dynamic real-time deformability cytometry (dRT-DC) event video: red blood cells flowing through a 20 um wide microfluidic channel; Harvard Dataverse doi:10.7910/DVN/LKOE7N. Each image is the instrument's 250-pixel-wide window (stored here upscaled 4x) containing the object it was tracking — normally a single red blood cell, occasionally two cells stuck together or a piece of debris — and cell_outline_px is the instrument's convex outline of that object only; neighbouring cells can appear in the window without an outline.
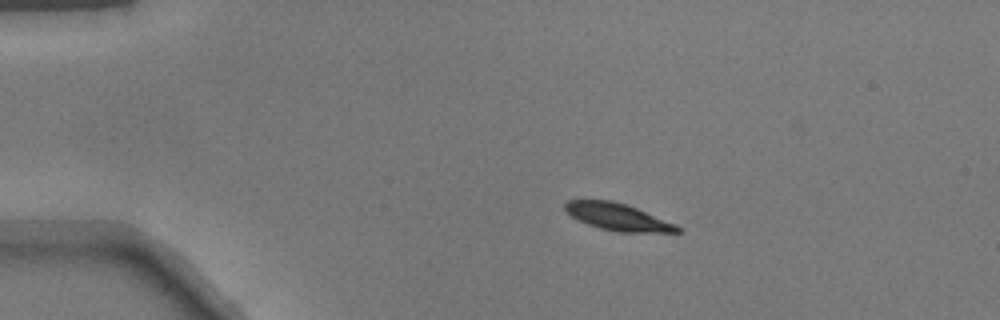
{"species": "common noctule bat (a hibernating species)", "species_latin": "Nyctalus noctula", "temperature_condition": "warm", "stored_images_in_passage": 43, "camera_frame_rate_fps": 3000, "um_per_image_px": 0.085, "animal": {"sex": "male", "body_mass_g": 17.9}, "frame": {"image": 1, "passage_image": 1, "time_ms": 0.0, "image_size_px": [1000, 320], "cell_outline_px": [[684, 228], [680, 232], [616, 232], [600, 228], [576, 220], [564, 208], [564, 204], [568, 200], [612, 200], [636, 208], [676, 224]], "centroid_in_image_um": [52.52, 18.45], "position_along_channel_um": 32.5, "area_um2": 17.63}}
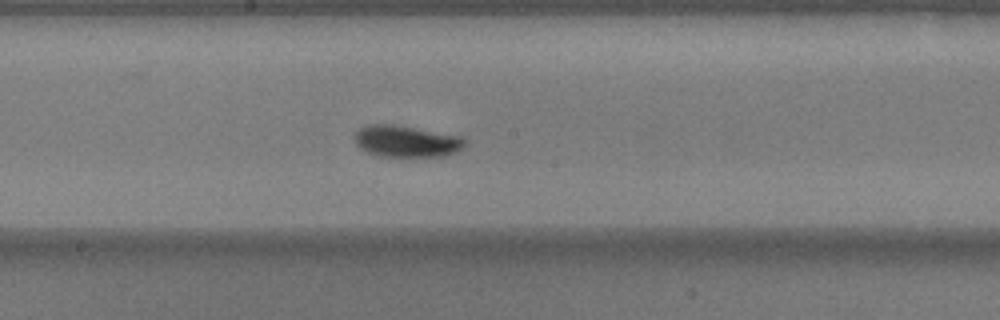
{"frame": {"image": 2, "passage_image": 19, "time_ms": 6.0, "image_size_px": [1000, 320], "cell_outline_px": [[468, 144], [464, 148], [456, 152], [444, 156], [376, 156], [360, 148], [352, 140], [352, 136], [360, 128], [368, 124], [392, 124], [464, 136], [468, 140]], "centroid_in_image_um": [34.57, 12.0], "position_along_channel_um": 213.6, "area_um2": 20.75}}
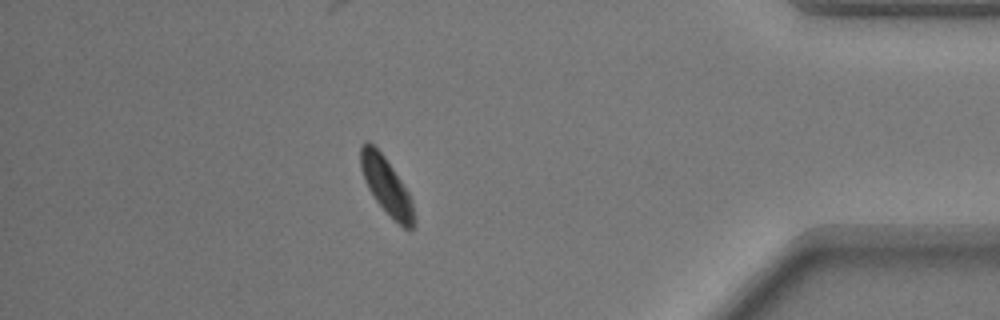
{"frame": {"image": 3, "passage_image": 36, "time_ms": 11.667, "image_size_px": [1000, 320], "cell_outline_px": [[416, 224], [412, 228], [404, 228], [376, 200], [368, 188], [364, 180], [360, 168], [360, 148], [364, 144], [372, 144], [384, 156], [408, 192], [412, 200], [416, 220]], "centroid_in_image_um": [32.86, 15.82], "position_along_channel_um": 402.3, "area_um2": 17.11}}